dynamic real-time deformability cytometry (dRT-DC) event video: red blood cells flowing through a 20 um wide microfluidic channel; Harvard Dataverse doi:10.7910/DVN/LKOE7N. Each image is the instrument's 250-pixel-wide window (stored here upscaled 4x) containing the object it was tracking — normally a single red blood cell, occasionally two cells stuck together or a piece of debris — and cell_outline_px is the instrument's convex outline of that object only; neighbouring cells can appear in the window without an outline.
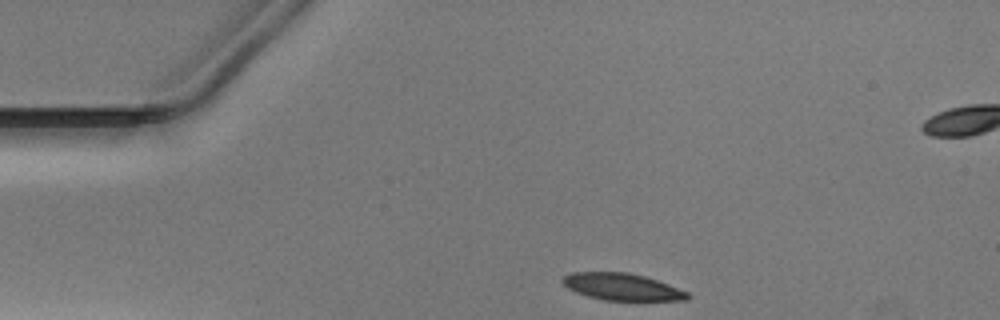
{"species": "Egyptian fruit bat (a non-hibernating species)", "species_latin": "Rousettus aegyptiacus", "temperature_condition": "warm", "stored_images_in_passage": 31, "camera_frame_rate_fps": 3000, "um_per_image_px": 0.085, "animal": {"sex": "male"}, "frame": {"image": 1, "passage_image": 1, "time_ms": 0.0, "image_size_px": [1000, 320], "cell_outline_px": [[692, 296], [688, 300], [604, 300], [588, 296], [576, 292], [568, 288], [560, 280], [564, 276], [572, 272], [628, 272], [644, 276], [668, 284], [688, 292]], "centroid_in_image_um": [52.88, 24.38], "position_along_channel_um": 32.1, "area_um2": 19.54}}
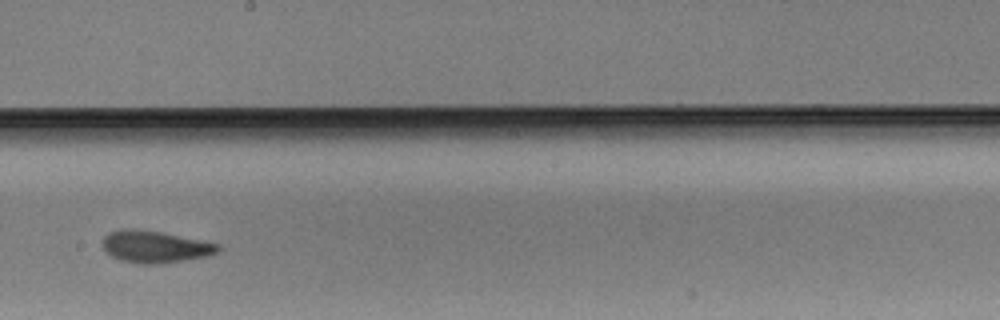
{"frame": {"image": 2, "passage_image": 20, "time_ms": 6.333, "image_size_px": [1000, 320], "cell_outline_px": [[220, 248], [216, 252], [208, 256], [160, 264], [144, 264], [120, 260], [112, 256], [100, 244], [104, 236], [108, 232], [128, 228], [160, 232], [220, 244]], "centroid_in_image_um": [13.15, 20.97], "position_along_channel_um": 235.1, "area_um2": 21.33}}
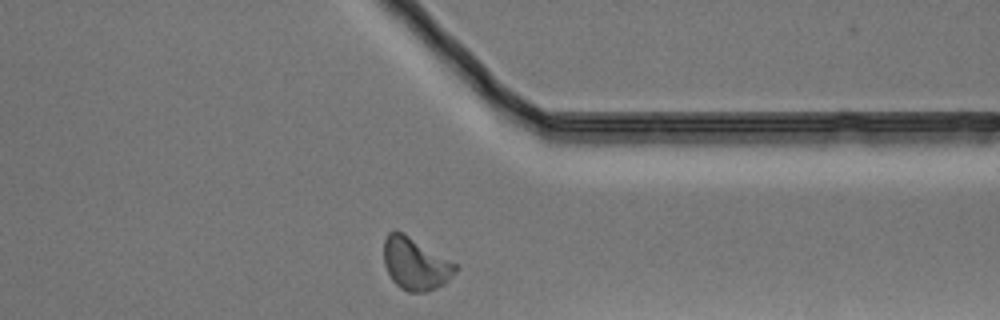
{"frame": {"image": 3, "passage_image": 31, "time_ms": 10.0, "image_size_px": [1000, 320], "cell_outline_px": [[460, 268], [444, 284], [436, 288], [424, 292], [408, 292], [400, 288], [392, 280], [384, 264], [384, 240], [388, 232], [396, 228], [404, 232], [456, 264]], "centroid_in_image_um": [35.29, 22.4], "position_along_channel_um": 376.1, "area_um2": 21.96}}